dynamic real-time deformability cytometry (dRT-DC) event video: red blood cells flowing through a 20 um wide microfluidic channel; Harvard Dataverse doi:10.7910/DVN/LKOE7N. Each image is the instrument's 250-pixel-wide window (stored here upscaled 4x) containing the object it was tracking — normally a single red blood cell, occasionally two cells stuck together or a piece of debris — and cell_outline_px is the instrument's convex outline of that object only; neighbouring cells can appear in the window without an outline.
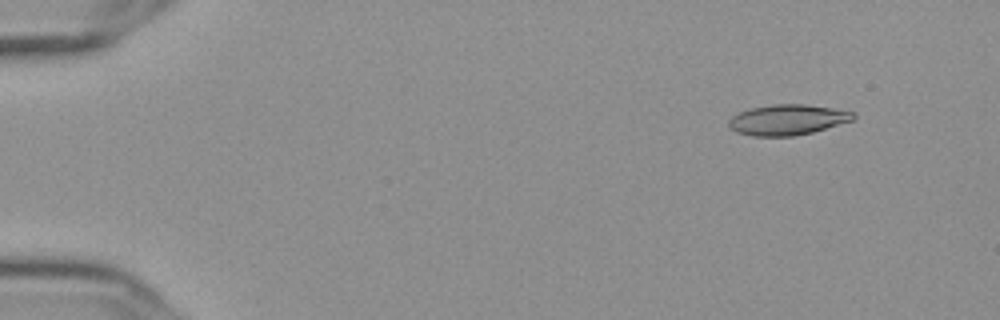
{"species": "Egyptian fruit bat (a non-hibernating species)", "species_latin": "Rousettus aegyptiacus", "temperature_condition": "cold", "stored_images_in_passage": 56, "camera_frame_rate_fps": 3000, "um_per_image_px": 0.085, "frame": {"image": 1, "passage_image": 6, "time_ms": 1.667, "image_size_px": [1000, 320], "cell_outline_px": [[856, 116], [852, 120], [812, 132], [792, 136], [752, 136], [736, 132], [728, 124], [728, 120], [732, 116], [740, 112], [752, 108], [772, 104], [804, 104], [832, 108], [856, 112]], "centroid_in_image_um": [66.93, 10.17], "position_along_channel_um": 18.1, "area_um2": 21.96}}
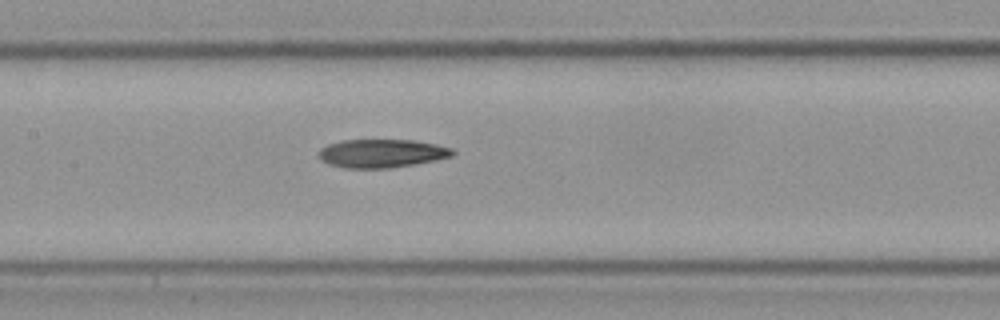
{"frame": {"image": 2, "passage_image": 28, "time_ms": 9.0, "image_size_px": [1000, 320], "cell_outline_px": [[456, 152], [452, 156], [436, 160], [388, 168], [344, 168], [328, 164], [320, 156], [320, 148], [328, 144], [340, 140], [416, 140], [436, 144], [452, 148]], "centroid_in_image_um": [32.47, 13.03], "position_along_channel_um": 174.9, "area_um2": 22.08}}
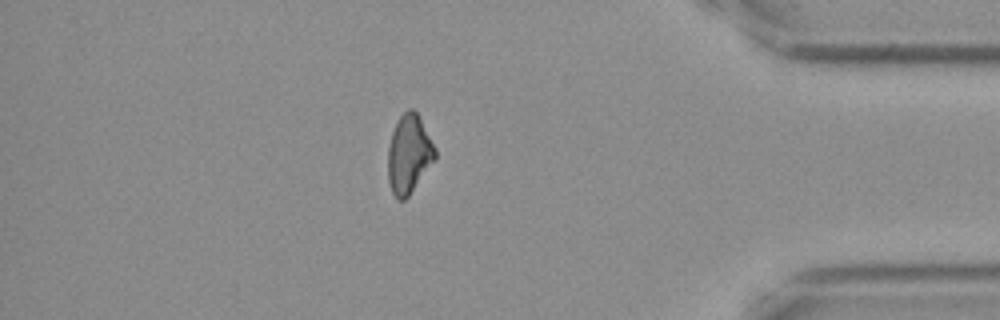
{"frame": {"image": 3, "passage_image": 49, "time_ms": 16.0, "image_size_px": [1000, 320], "cell_outline_px": [[436, 160], [408, 196], [404, 200], [396, 200], [392, 192], [388, 180], [388, 148], [392, 132], [400, 116], [408, 108], [412, 108], [416, 112], [436, 148]], "centroid_in_image_um": [34.76, 13.13], "position_along_channel_um": 400.4, "area_um2": 21.56}, "authors_computed_cell_mechanics": {"area_um2": 22.3108, "velocity_mm_per_s": 3.6644, "shape_relaxation_time_tau1_ms": 5.9453, "shape_relaxation_time_tau2_ms": 4.1477, "deformation_change_tau1": 0.1876, "deformation_change_tau2": 0.1335}}